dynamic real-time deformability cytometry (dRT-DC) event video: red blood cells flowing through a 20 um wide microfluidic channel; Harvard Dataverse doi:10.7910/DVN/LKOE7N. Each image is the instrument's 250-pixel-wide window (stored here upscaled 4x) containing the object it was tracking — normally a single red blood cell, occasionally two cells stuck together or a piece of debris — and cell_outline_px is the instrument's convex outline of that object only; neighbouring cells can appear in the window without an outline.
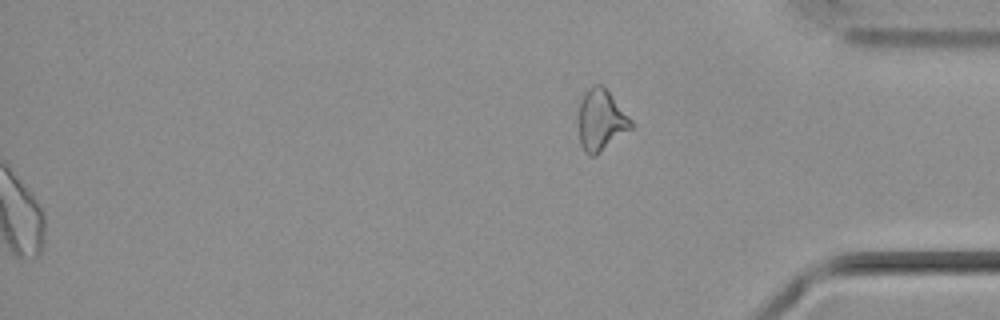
{"species": "common noctule bat (a hibernating species)", "species_latin": "Nyctalus noctula", "temperature_condition": "cold", "stored_images_in_passage": 50, "segment_of_instrument_passage": [2, 2], "camera_frame_rate_fps": 3000, "um_per_image_px": 0.085, "animal": {"sex": "male", "body_mass_g": 21.5, "forearm_length_mm": 52.0}, "frame": {"image": 1, "passage_image": 50, "time_ms": 16.333, "image_size_px": [1000, 320], "cell_outline_px": [[632, 128], [596, 156], [588, 156], [584, 152], [580, 144], [580, 104], [584, 92], [592, 84], [600, 84], [612, 96], [632, 120]], "centroid_in_image_um": [51.09, 10.24], "position_along_channel_um": 384.1, "area_um2": 18.5}}